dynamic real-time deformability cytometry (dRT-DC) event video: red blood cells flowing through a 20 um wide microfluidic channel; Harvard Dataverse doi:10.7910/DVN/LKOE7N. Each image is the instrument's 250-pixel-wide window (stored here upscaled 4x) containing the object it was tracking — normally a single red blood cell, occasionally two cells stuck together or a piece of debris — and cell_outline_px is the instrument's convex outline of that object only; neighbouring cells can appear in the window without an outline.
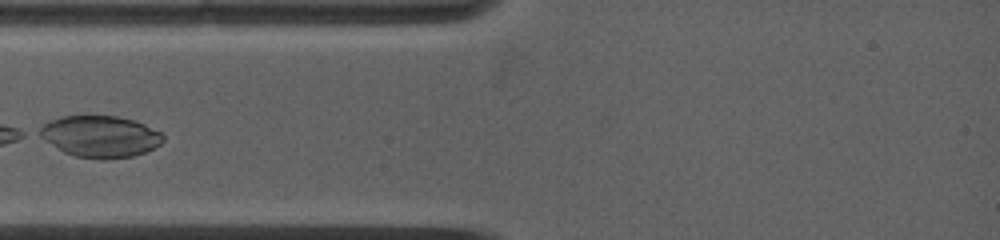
{"species": "common noctule bat (a hibernating species)", "species_latin": "Nyctalus noctula", "temperature_condition": "warm", "stored_images_in_passage": 3, "camera_frame_rate_fps": 5000, "um_per_image_px": 0.085, "animal": {"sex": "female", "body_mass_g": 19.0, "forearm_length_mm": 53.3}, "frame": {"image": 1, "passage_image": 1, "time_ms": 0.0, "image_size_px": [1000, 240], "cell_outline_px": [[164, 140], [160, 144], [144, 152], [132, 156], [108, 160], [100, 160], [76, 156], [64, 152], [36, 136], [32, 132], [48, 120], [60, 116], [116, 116], [132, 120], [144, 124], [160, 132], [164, 136]], "centroid_in_image_um": [8.42, 11.6], "position_along_channel_um": 76.6, "area_um2": 30.35}}